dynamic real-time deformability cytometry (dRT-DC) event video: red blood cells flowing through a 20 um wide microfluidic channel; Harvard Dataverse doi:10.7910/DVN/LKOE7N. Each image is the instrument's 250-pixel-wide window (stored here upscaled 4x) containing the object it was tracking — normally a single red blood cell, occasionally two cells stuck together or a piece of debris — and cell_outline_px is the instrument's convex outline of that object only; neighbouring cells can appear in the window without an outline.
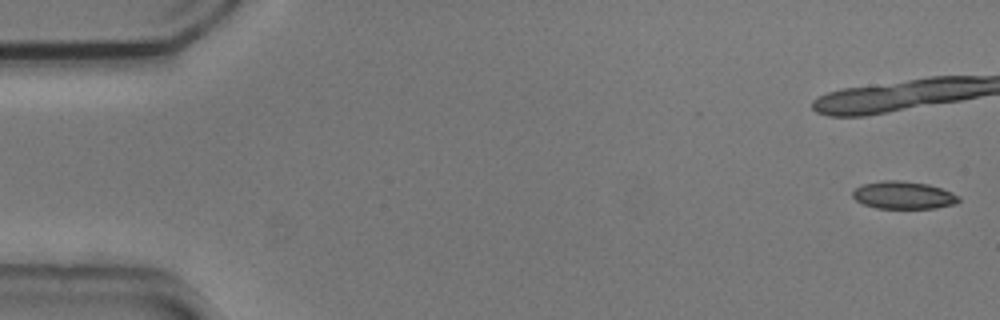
{"species": "common noctule bat (a hibernating species)", "species_latin": "Nyctalus noctula", "temperature_condition": "cold", "stored_images_in_passage": 9, "camera_frame_rate_fps": 3000, "um_per_image_px": 0.085, "animal": {"sex": "male", "body_mass_g": 20.5, "forearm_length_mm": 52.5}, "frame": {"image": 1, "passage_image": 1, "time_ms": 0.0, "image_size_px": [1000, 320], "cell_outline_px": [[960, 200], [956, 204], [936, 208], [876, 208], [864, 204], [856, 200], [852, 196], [852, 192], [856, 188], [864, 184], [884, 180], [900, 180], [928, 184], [952, 192], [960, 196]], "centroid_in_image_um": [76.82, 16.59], "position_along_channel_um": 8.2, "area_um2": 17.05}}
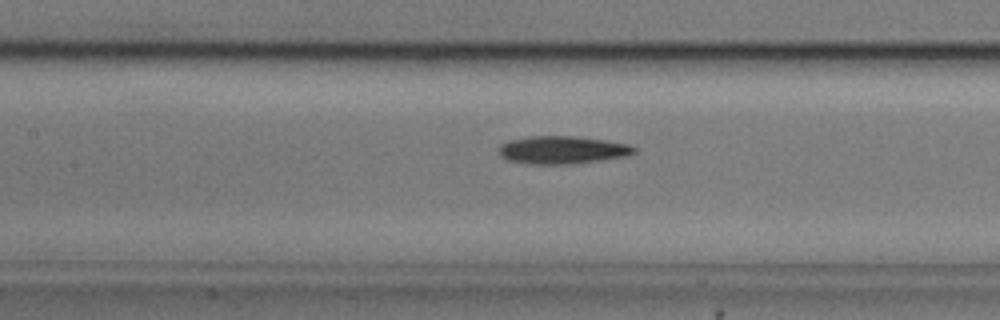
{"frame": {"image": 2, "passage_image": 9, "time_ms": 2.667, "image_size_px": [1000, 320], "cell_outline_px": [[636, 152], [628, 156], [572, 164], [532, 164], [508, 160], [500, 156], [500, 144], [508, 140], [528, 136], [576, 136], [604, 140], [628, 144], [636, 148]], "centroid_in_image_um": [47.8, 12.74], "position_along_channel_um": 159.6, "area_um2": 21.96}}